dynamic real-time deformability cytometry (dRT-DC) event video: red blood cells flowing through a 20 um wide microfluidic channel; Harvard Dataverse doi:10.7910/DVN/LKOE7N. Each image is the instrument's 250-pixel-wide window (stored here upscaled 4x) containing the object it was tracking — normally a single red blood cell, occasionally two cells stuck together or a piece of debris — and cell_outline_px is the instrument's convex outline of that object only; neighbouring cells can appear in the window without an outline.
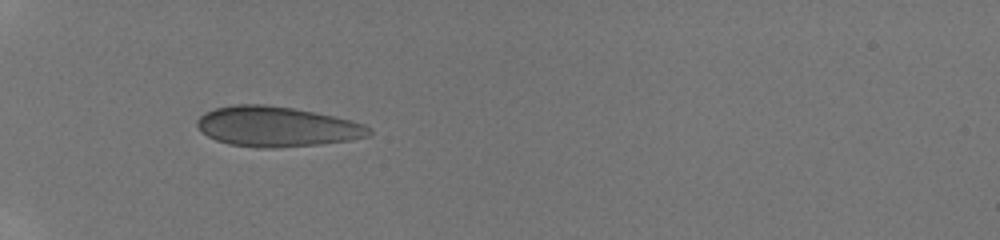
{"species": "human", "species_latin": "Homo sapiens", "temperature_condition": "room temperature", "stored_images_in_passage": 33, "camera_frame_rate_fps": 3000, "um_per_image_px": 0.085, "donor": {"sex": "male"}, "frame": {"image": 1, "passage_image": 1, "time_ms": 0.0, "image_size_px": [1000, 240], "cell_outline_px": [[372, 132], [368, 136], [348, 140], [320, 144], [276, 148], [256, 148], [228, 144], [216, 140], [208, 136], [196, 124], [196, 120], [204, 112], [216, 108], [232, 104], [264, 104], [292, 108], [316, 112], [364, 124], [372, 128]], "centroid_in_image_um": [23.5, 10.76], "position_along_channel_um": 61.5, "area_um2": 40.17}}
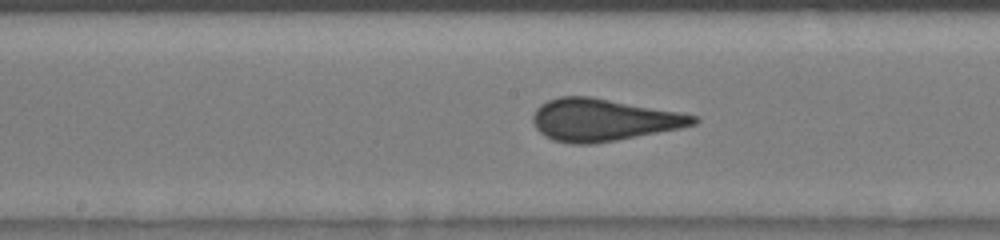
{"frame": {"image": 2, "passage_image": 12, "time_ms": 3.667, "image_size_px": [1000, 240], "cell_outline_px": [[700, 120], [696, 124], [680, 128], [616, 140], [592, 144], [572, 144], [552, 140], [544, 136], [536, 128], [532, 120], [532, 116], [536, 108], [540, 104], [548, 100], [560, 96], [592, 96], [680, 112], [696, 116]], "centroid_in_image_um": [51.25, 10.18], "position_along_channel_um": 197.0, "area_um2": 39.59}}
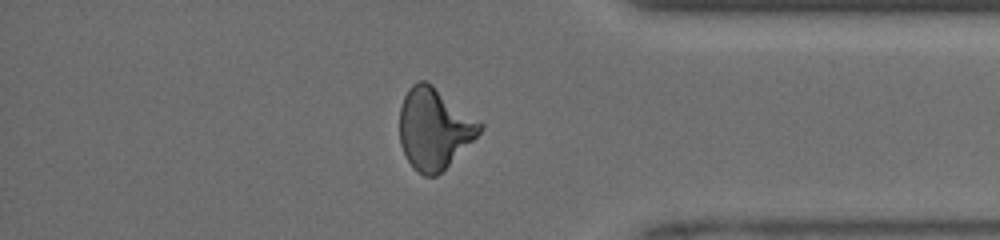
{"frame": {"image": 3, "passage_image": 27, "time_ms": 8.667, "image_size_px": [1000, 240], "cell_outline_px": [[484, 128], [436, 176], [424, 176], [412, 168], [400, 144], [400, 108], [404, 96], [408, 88], [412, 84], [420, 80], [428, 80], [484, 124]], "centroid_in_image_um": [36.88, 10.88], "position_along_channel_um": 398.3, "area_um2": 37.69}}